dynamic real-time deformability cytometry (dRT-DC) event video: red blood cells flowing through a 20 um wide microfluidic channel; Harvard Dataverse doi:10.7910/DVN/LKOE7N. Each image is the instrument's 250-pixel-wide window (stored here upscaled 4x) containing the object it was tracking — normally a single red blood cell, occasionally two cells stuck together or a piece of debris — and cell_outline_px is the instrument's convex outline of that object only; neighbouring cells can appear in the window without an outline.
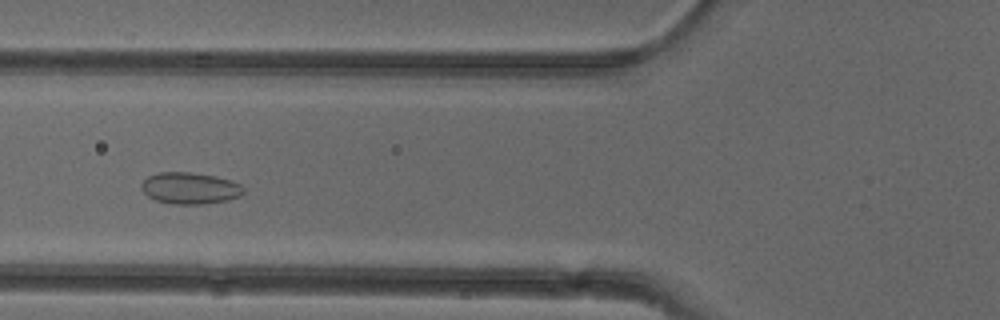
{"species": "common noctule bat (a hibernating species)", "species_latin": "Nyctalus noctula", "temperature_condition": "cold", "stored_images_in_passage": 49, "camera_frame_rate_fps": 3000, "um_per_image_px": 0.085, "animal": {"sex": "female"}, "frame": {"image": 1, "passage_image": 17, "time_ms": 5.333, "image_size_px": [1000, 320], "cell_outline_px": [[244, 192], [240, 196], [228, 200], [200, 204], [172, 204], [156, 200], [148, 196], [140, 188], [140, 184], [148, 176], [160, 172], [188, 172], [216, 176], [232, 180], [240, 184], [244, 188]], "centroid_in_image_um": [16.15, 15.99], "position_along_channel_um": 109.7, "area_um2": 18.84}}
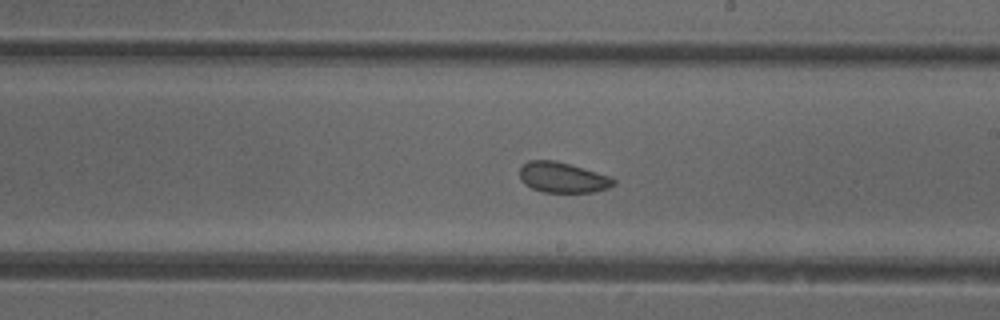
{"frame": {"image": 2, "passage_image": 27, "time_ms": 8.667, "image_size_px": [1000, 320], "cell_outline_px": [[616, 184], [608, 188], [592, 192], [544, 192], [532, 188], [524, 184], [520, 180], [520, 168], [528, 160], [556, 160], [608, 176], [616, 180]], "centroid_in_image_um": [47.8, 15.09], "position_along_channel_um": 241.2, "area_um2": 16.53}}
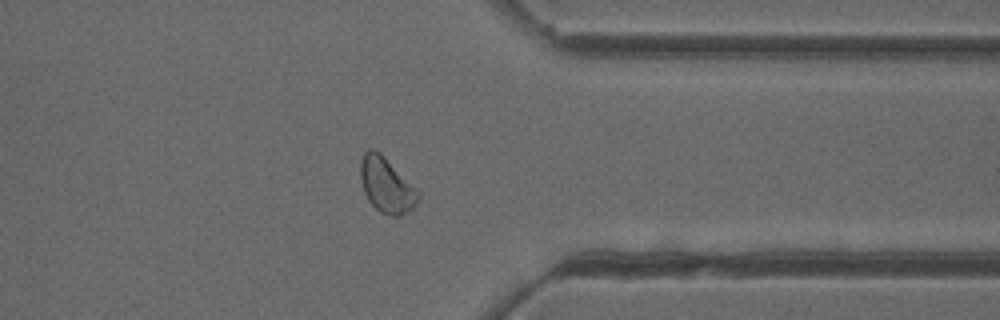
{"frame": {"image": 3, "passage_image": 38, "time_ms": 12.333, "image_size_px": [1000, 320], "cell_outline_px": [[420, 196], [416, 204], [412, 208], [400, 216], [392, 216], [380, 212], [368, 200], [364, 192], [360, 176], [360, 160], [364, 152], [368, 148], [372, 148], [380, 152], [420, 192]], "centroid_in_image_um": [32.83, 15.72], "position_along_channel_um": 378.6, "area_um2": 18.5}, "authors_computed_cell_mechanics": {"area_um2": 18.8428, "velocity_mm_per_s": 3.9461, "shape_relaxation_time_tau1_ms": null, "shape_relaxation_time_tau2_ms": 1.9882, "deformation_change_tau1": null, "deformation_change_tau2": 0.0514}}